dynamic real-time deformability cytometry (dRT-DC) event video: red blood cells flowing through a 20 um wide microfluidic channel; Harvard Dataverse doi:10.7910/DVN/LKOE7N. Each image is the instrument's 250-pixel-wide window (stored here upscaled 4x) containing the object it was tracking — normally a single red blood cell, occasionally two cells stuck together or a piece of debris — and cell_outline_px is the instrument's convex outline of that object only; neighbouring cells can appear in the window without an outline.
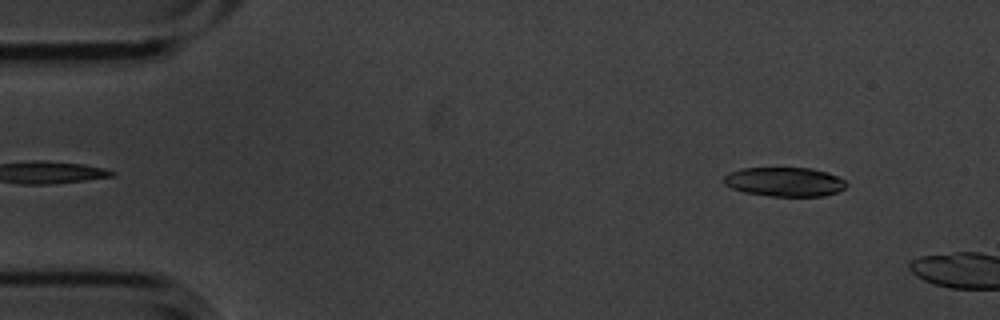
{"species": "common noctule bat (a hibernating species)", "species_latin": "Nyctalus noctula", "temperature_condition": "cold", "stored_images_in_passage": 7, "camera_frame_rate_fps": 3000, "um_per_image_px": 0.085, "animal": {"sex": "male", "body_mass_g": 20.1, "forearm_length_mm": 53.5}, "frame": {"image": 1, "passage_image": 3, "time_ms": 0.667, "image_size_px": [1000, 320], "cell_outline_px": [[848, 184], [844, 188], [836, 192], [824, 196], [772, 196], [744, 192], [732, 188], [724, 184], [724, 176], [728, 172], [740, 168], [812, 168], [828, 172], [844, 180]], "centroid_in_image_um": [66.68, 15.45], "position_along_channel_um": 18.3, "area_um2": 20.87}}